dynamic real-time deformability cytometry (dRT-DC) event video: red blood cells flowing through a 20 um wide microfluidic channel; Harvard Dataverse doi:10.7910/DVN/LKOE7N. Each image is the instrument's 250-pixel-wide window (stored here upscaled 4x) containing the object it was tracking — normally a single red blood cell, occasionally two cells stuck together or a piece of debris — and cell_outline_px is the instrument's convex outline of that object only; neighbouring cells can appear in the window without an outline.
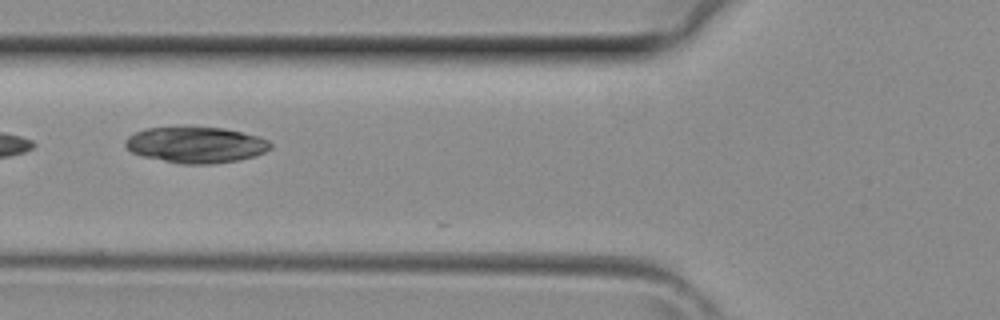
{"species": "common noctule bat (a hibernating species)", "species_latin": "Nyctalus noctula", "temperature_condition": "room temperature", "stored_images_in_passage": 3, "camera_frame_rate_fps": 3000, "um_per_image_px": 0.085, "animal": {"sex": "female", "body_mass_g": 29.2, "forearm_length_mm": 56.3}, "frame": {"image": 1, "passage_image": 3, "time_ms": 0.667, "image_size_px": [1000, 320], "cell_outline_px": [[272, 148], [264, 152], [252, 156], [236, 160], [212, 164], [180, 164], [140, 156], [132, 152], [124, 144], [124, 140], [128, 136], [136, 132], [148, 128], [184, 124], [224, 128], [256, 136], [268, 140], [272, 144]], "centroid_in_image_um": [16.59, 12.27], "position_along_channel_um": 109.2, "area_um2": 31.21}}